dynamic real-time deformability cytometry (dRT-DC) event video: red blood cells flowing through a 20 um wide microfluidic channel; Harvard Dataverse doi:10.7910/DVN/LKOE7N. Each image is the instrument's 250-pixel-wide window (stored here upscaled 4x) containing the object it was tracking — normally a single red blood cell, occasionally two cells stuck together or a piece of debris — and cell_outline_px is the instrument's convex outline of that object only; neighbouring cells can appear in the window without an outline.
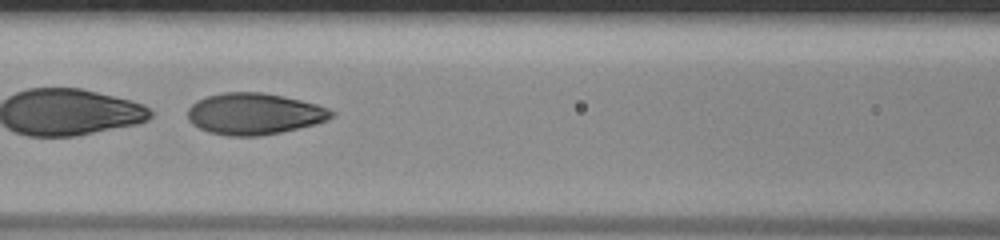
{"species": "human", "species_latin": "Homo sapiens", "temperature_condition": "room temperature", "stored_images_in_passage": 48, "segment_of_instrument_passage": [2, 2], "camera_frame_rate_fps": 3000, "um_per_image_px": 0.085, "donor": {"sex": "male"}, "frame": {"image": 1, "passage_image": 23, "time_ms": 7.333, "image_size_px": [1000, 240], "cell_outline_px": [[336, 116], [328, 120], [316, 124], [280, 132], [260, 136], [228, 136], [208, 132], [192, 124], [188, 120], [188, 108], [196, 100], [208, 96], [224, 92], [264, 92], [300, 100], [316, 104], [328, 108], [336, 112]], "centroid_in_image_um": [21.63, 9.68], "position_along_channel_um": 145.0, "area_um2": 34.91}}
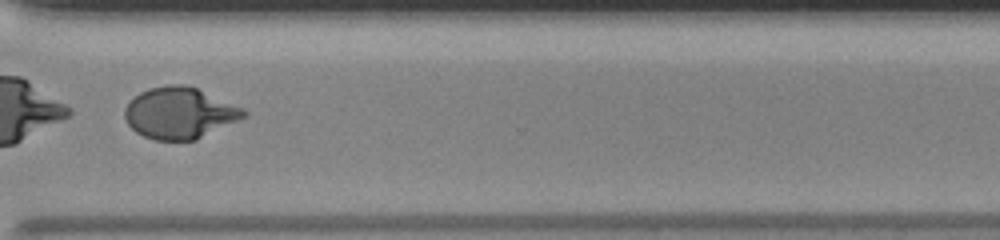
{"frame": {"image": 2, "passage_image": 38, "time_ms": 12.333, "image_size_px": [1000, 240], "cell_outline_px": [[248, 112], [244, 116], [196, 140], [156, 140], [144, 136], [136, 132], [128, 124], [124, 116], [124, 108], [140, 92], [148, 88], [168, 84], [184, 84], [196, 88], [244, 108]], "centroid_in_image_um": [15.24, 9.59], "position_along_channel_um": 355.4, "area_um2": 35.2}}